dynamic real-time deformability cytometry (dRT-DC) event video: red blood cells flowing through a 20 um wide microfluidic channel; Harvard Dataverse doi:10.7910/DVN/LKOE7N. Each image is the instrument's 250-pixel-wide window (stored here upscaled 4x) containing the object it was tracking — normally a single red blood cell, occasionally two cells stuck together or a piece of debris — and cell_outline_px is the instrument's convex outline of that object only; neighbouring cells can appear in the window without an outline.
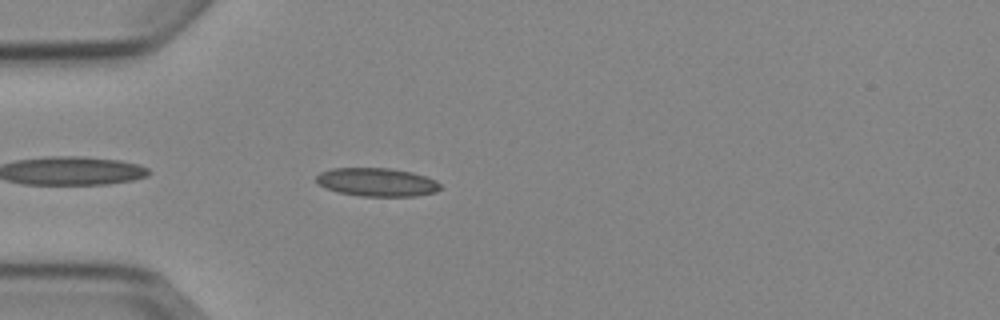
{"species": "Egyptian fruit bat (a non-hibernating species)", "species_latin": "Rousettus aegyptiacus", "temperature_condition": "cold", "stored_images_in_passage": 3, "camera_frame_rate_fps": 3000, "um_per_image_px": 0.085, "animal": {"sex": "female"}, "frame": {"image": 1, "passage_image": 3, "time_ms": 2.333, "image_size_px": [1000, 320], "cell_outline_px": [[444, 188], [436, 192], [416, 196], [360, 196], [336, 192], [324, 188], [316, 184], [316, 176], [320, 172], [332, 168], [392, 168], [412, 172], [436, 180]], "centroid_in_image_um": [32.02, 15.49], "position_along_channel_um": 53.0, "area_um2": 20.87}}